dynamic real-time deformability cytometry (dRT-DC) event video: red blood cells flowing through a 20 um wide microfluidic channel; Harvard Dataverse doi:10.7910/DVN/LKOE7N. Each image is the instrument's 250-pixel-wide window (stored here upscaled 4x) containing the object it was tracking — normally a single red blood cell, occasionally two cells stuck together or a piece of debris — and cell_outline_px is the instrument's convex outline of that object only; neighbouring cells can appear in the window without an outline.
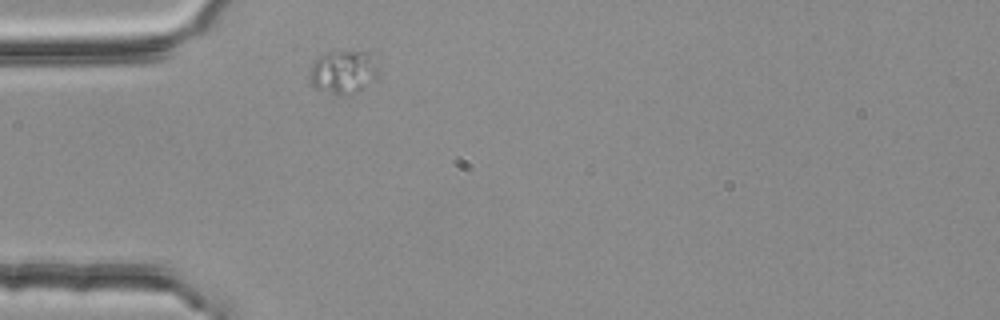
{"species": "common noctule bat (a hibernating species)", "species_latin": "Nyctalus noctula", "temperature_condition": "room temperature", "stored_images_in_passage": 1, "camera_frame_rate_fps": 3000, "um_per_image_px": 0.085, "animal": {"sex": "female", "body_mass_g": 25.1}, "frame": {"image": 1, "passage_image": 1, "time_ms": 0.0, "image_size_px": [1000, 320], "cell_outline_px": [[380, 76], [376, 80], [348, 96], [336, 96], [312, 88], [308, 84], [312, 64], [320, 56], [328, 52], [376, 52]], "centroid_in_image_um": [29.23, 6.15], "position_along_channel_um": 55.8, "area_um2": 18.21}}